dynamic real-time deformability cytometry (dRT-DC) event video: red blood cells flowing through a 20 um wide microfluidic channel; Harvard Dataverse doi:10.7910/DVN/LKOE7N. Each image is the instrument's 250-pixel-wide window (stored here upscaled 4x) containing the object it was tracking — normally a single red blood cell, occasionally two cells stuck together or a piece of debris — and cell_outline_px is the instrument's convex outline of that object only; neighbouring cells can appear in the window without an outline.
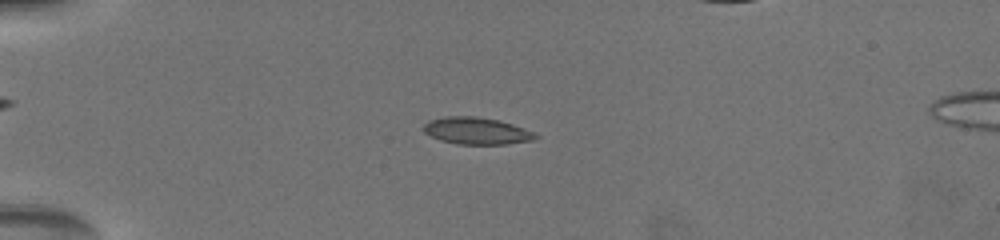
{"species": "common noctule bat (a hibernating species)", "species_latin": "Nyctalus noctula", "temperature_condition": "warm", "stored_images_in_passage": 13, "camera_frame_rate_fps": 3000, "um_per_image_px": 0.085, "animal": {"sex": "female", "body_mass_g": 19.5, "forearm_length_mm": 54.1}, "frame": {"image": 1, "passage_image": 7, "time_ms": 1.667, "image_size_px": [1000, 240], "cell_outline_px": [[536, 136], [532, 140], [504, 144], [460, 144], [444, 140], [432, 136], [424, 132], [424, 124], [432, 120], [444, 116], [476, 116], [496, 120], [532, 132]], "centroid_in_image_um": [40.45, 11.12], "position_along_channel_um": 44.6, "area_um2": 16.82}}